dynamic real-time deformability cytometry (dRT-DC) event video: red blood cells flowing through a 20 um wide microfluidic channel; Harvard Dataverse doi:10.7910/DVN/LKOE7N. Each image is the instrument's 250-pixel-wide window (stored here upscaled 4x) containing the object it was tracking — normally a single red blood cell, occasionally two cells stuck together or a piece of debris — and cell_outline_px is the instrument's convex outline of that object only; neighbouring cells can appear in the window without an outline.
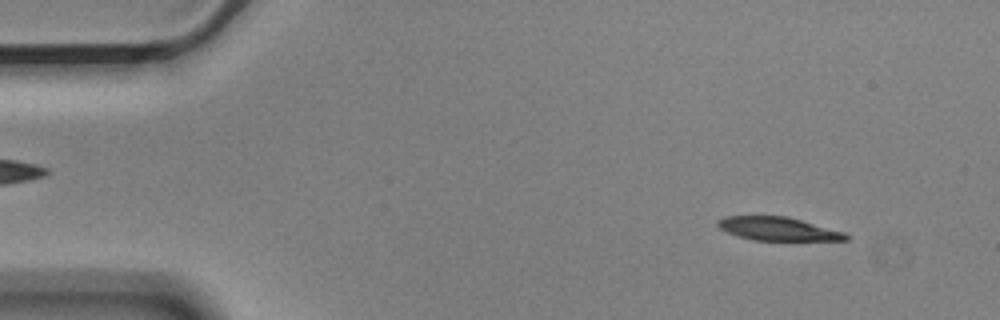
{"species": "Egyptian fruit bat (a non-hibernating species)", "species_latin": "Rousettus aegyptiacus", "temperature_condition": "cold", "stored_images_in_passage": 55, "camera_frame_rate_fps": 3000, "um_per_image_px": 0.085, "animal": {"sex": "male"}, "frame": {"image": 1, "passage_image": 5, "time_ms": 1.333, "image_size_px": [1000, 320], "cell_outline_px": [[852, 236], [848, 240], [752, 240], [736, 236], [720, 228], [716, 224], [716, 220], [724, 216], [788, 216], [844, 232]], "centroid_in_image_um": [66.12, 19.45], "position_along_channel_um": 18.9, "area_um2": 17.57}}
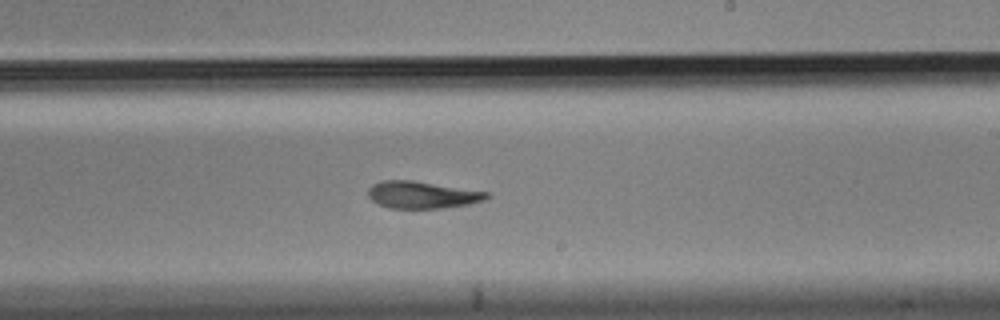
{"frame": {"image": 2, "passage_image": 32, "time_ms": 10.333, "image_size_px": [1000, 320], "cell_outline_px": [[492, 196], [484, 200], [468, 204], [440, 208], [388, 208], [372, 200], [368, 196], [368, 188], [372, 184], [380, 180], [412, 180], [488, 192]], "centroid_in_image_um": [35.86, 16.55], "position_along_channel_um": 253.1, "area_um2": 18.67}}
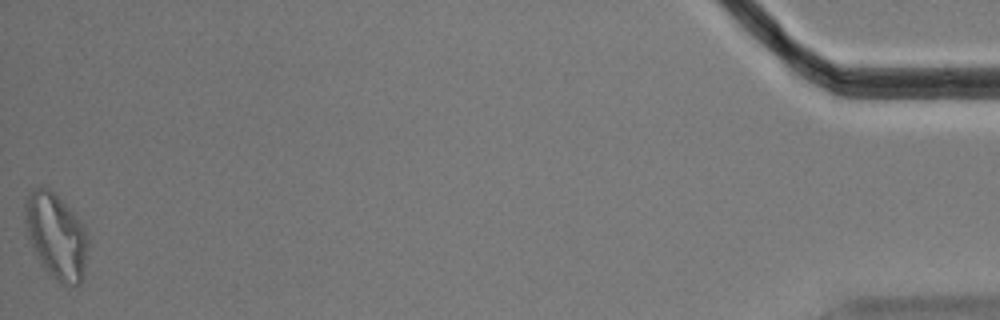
{"frame": {"image": 3, "passage_image": 55, "time_ms": 18.0, "image_size_px": [1000, 320], "cell_outline_px": [[88, 248], [84, 276], [80, 284], [72, 288], [60, 284], [48, 272], [32, 244], [24, 220], [24, 204], [28, 192], [32, 188], [48, 188], [84, 224], [88, 232]], "centroid_in_image_um": [4.82, 20.1], "position_along_channel_um": 430.4, "area_um2": 31.21}, "authors_computed_cell_mechanics": {"area_um2": 19.4208, "velocity_mm_per_s": 3.5756, "shape_relaxation_time_tau1_ms": 5.0778, "shape_relaxation_time_tau2_ms": 4.946, "deformation_change_tau1": 0.1931, "deformation_change_tau2": 0.1317}}